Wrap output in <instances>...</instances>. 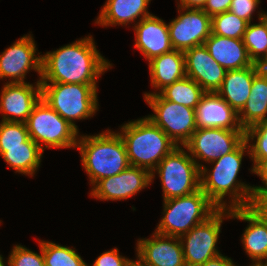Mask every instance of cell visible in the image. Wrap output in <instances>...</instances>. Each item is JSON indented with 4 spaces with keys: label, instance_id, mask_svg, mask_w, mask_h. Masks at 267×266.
<instances>
[{
    "label": "cell",
    "instance_id": "obj_37",
    "mask_svg": "<svg viewBox=\"0 0 267 266\" xmlns=\"http://www.w3.org/2000/svg\"><path fill=\"white\" fill-rule=\"evenodd\" d=\"M232 0H207L203 10L209 15L213 16L225 11H229Z\"/></svg>",
    "mask_w": 267,
    "mask_h": 266
},
{
    "label": "cell",
    "instance_id": "obj_5",
    "mask_svg": "<svg viewBox=\"0 0 267 266\" xmlns=\"http://www.w3.org/2000/svg\"><path fill=\"white\" fill-rule=\"evenodd\" d=\"M218 209L201 188L189 195L164 200V217L155 232L180 238Z\"/></svg>",
    "mask_w": 267,
    "mask_h": 266
},
{
    "label": "cell",
    "instance_id": "obj_3",
    "mask_svg": "<svg viewBox=\"0 0 267 266\" xmlns=\"http://www.w3.org/2000/svg\"><path fill=\"white\" fill-rule=\"evenodd\" d=\"M121 129L130 165L148 170L153 179L154 169L177 145L148 118L130 121Z\"/></svg>",
    "mask_w": 267,
    "mask_h": 266
},
{
    "label": "cell",
    "instance_id": "obj_34",
    "mask_svg": "<svg viewBox=\"0 0 267 266\" xmlns=\"http://www.w3.org/2000/svg\"><path fill=\"white\" fill-rule=\"evenodd\" d=\"M259 3L260 0H232L229 11L237 17L251 23L252 13Z\"/></svg>",
    "mask_w": 267,
    "mask_h": 266
},
{
    "label": "cell",
    "instance_id": "obj_15",
    "mask_svg": "<svg viewBox=\"0 0 267 266\" xmlns=\"http://www.w3.org/2000/svg\"><path fill=\"white\" fill-rule=\"evenodd\" d=\"M40 99V80L37 81L36 89L27 82L6 83L2 89L0 100V112L4 114L2 121L26 123L33 107Z\"/></svg>",
    "mask_w": 267,
    "mask_h": 266
},
{
    "label": "cell",
    "instance_id": "obj_41",
    "mask_svg": "<svg viewBox=\"0 0 267 266\" xmlns=\"http://www.w3.org/2000/svg\"><path fill=\"white\" fill-rule=\"evenodd\" d=\"M128 266H148L147 264H145L141 259H139L138 261H131L129 262Z\"/></svg>",
    "mask_w": 267,
    "mask_h": 266
},
{
    "label": "cell",
    "instance_id": "obj_11",
    "mask_svg": "<svg viewBox=\"0 0 267 266\" xmlns=\"http://www.w3.org/2000/svg\"><path fill=\"white\" fill-rule=\"evenodd\" d=\"M245 140V130L224 128L196 129L189 141L183 146L195 157L212 162L234 151Z\"/></svg>",
    "mask_w": 267,
    "mask_h": 266
},
{
    "label": "cell",
    "instance_id": "obj_21",
    "mask_svg": "<svg viewBox=\"0 0 267 266\" xmlns=\"http://www.w3.org/2000/svg\"><path fill=\"white\" fill-rule=\"evenodd\" d=\"M211 57L226 70L252 66L243 39L227 38L212 34L204 42Z\"/></svg>",
    "mask_w": 267,
    "mask_h": 266
},
{
    "label": "cell",
    "instance_id": "obj_45",
    "mask_svg": "<svg viewBox=\"0 0 267 266\" xmlns=\"http://www.w3.org/2000/svg\"><path fill=\"white\" fill-rule=\"evenodd\" d=\"M251 266H266V265L263 263V264H253Z\"/></svg>",
    "mask_w": 267,
    "mask_h": 266
},
{
    "label": "cell",
    "instance_id": "obj_2",
    "mask_svg": "<svg viewBox=\"0 0 267 266\" xmlns=\"http://www.w3.org/2000/svg\"><path fill=\"white\" fill-rule=\"evenodd\" d=\"M247 144L248 142L244 140L231 153L212 161L215 166L211 174H208L205 166L200 168V188L219 209H226L223 198L227 193H232L233 196L228 209L252 206L254 187L236 181L243 154L245 149L249 148Z\"/></svg>",
    "mask_w": 267,
    "mask_h": 266
},
{
    "label": "cell",
    "instance_id": "obj_17",
    "mask_svg": "<svg viewBox=\"0 0 267 266\" xmlns=\"http://www.w3.org/2000/svg\"><path fill=\"white\" fill-rule=\"evenodd\" d=\"M137 255L148 266H186L179 237L155 232L153 239L138 241Z\"/></svg>",
    "mask_w": 267,
    "mask_h": 266
},
{
    "label": "cell",
    "instance_id": "obj_27",
    "mask_svg": "<svg viewBox=\"0 0 267 266\" xmlns=\"http://www.w3.org/2000/svg\"><path fill=\"white\" fill-rule=\"evenodd\" d=\"M205 93L200 85L185 76L162 89L159 95L165 100L195 109Z\"/></svg>",
    "mask_w": 267,
    "mask_h": 266
},
{
    "label": "cell",
    "instance_id": "obj_26",
    "mask_svg": "<svg viewBox=\"0 0 267 266\" xmlns=\"http://www.w3.org/2000/svg\"><path fill=\"white\" fill-rule=\"evenodd\" d=\"M42 152L41 147L29 138L24 146L5 147L1 156L16 172L32 176L40 165Z\"/></svg>",
    "mask_w": 267,
    "mask_h": 266
},
{
    "label": "cell",
    "instance_id": "obj_24",
    "mask_svg": "<svg viewBox=\"0 0 267 266\" xmlns=\"http://www.w3.org/2000/svg\"><path fill=\"white\" fill-rule=\"evenodd\" d=\"M150 0H107L96 23L102 26L126 25L134 19L151 16L147 11Z\"/></svg>",
    "mask_w": 267,
    "mask_h": 266
},
{
    "label": "cell",
    "instance_id": "obj_1",
    "mask_svg": "<svg viewBox=\"0 0 267 266\" xmlns=\"http://www.w3.org/2000/svg\"><path fill=\"white\" fill-rule=\"evenodd\" d=\"M92 37L80 39L42 56L41 83L96 85L111 64L96 50Z\"/></svg>",
    "mask_w": 267,
    "mask_h": 266
},
{
    "label": "cell",
    "instance_id": "obj_4",
    "mask_svg": "<svg viewBox=\"0 0 267 266\" xmlns=\"http://www.w3.org/2000/svg\"><path fill=\"white\" fill-rule=\"evenodd\" d=\"M77 140L82 165L94 186L99 180L117 175L130 166L126 148L119 133L103 132Z\"/></svg>",
    "mask_w": 267,
    "mask_h": 266
},
{
    "label": "cell",
    "instance_id": "obj_42",
    "mask_svg": "<svg viewBox=\"0 0 267 266\" xmlns=\"http://www.w3.org/2000/svg\"><path fill=\"white\" fill-rule=\"evenodd\" d=\"M258 65L260 67H267V52H266V56L263 59H261V61L258 63Z\"/></svg>",
    "mask_w": 267,
    "mask_h": 266
},
{
    "label": "cell",
    "instance_id": "obj_9",
    "mask_svg": "<svg viewBox=\"0 0 267 266\" xmlns=\"http://www.w3.org/2000/svg\"><path fill=\"white\" fill-rule=\"evenodd\" d=\"M145 101L156 113L147 118L178 146H184L196 131L195 109L163 99L157 93H146Z\"/></svg>",
    "mask_w": 267,
    "mask_h": 266
},
{
    "label": "cell",
    "instance_id": "obj_12",
    "mask_svg": "<svg viewBox=\"0 0 267 266\" xmlns=\"http://www.w3.org/2000/svg\"><path fill=\"white\" fill-rule=\"evenodd\" d=\"M171 44L175 50L186 51L204 45L212 33L211 16L203 9H187L168 25Z\"/></svg>",
    "mask_w": 267,
    "mask_h": 266
},
{
    "label": "cell",
    "instance_id": "obj_22",
    "mask_svg": "<svg viewBox=\"0 0 267 266\" xmlns=\"http://www.w3.org/2000/svg\"><path fill=\"white\" fill-rule=\"evenodd\" d=\"M259 72L260 66L255 63L247 68L227 70L216 93L238 113L249 99L253 79Z\"/></svg>",
    "mask_w": 267,
    "mask_h": 266
},
{
    "label": "cell",
    "instance_id": "obj_23",
    "mask_svg": "<svg viewBox=\"0 0 267 266\" xmlns=\"http://www.w3.org/2000/svg\"><path fill=\"white\" fill-rule=\"evenodd\" d=\"M151 83L164 89L186 76L184 52L173 49L149 61Z\"/></svg>",
    "mask_w": 267,
    "mask_h": 266
},
{
    "label": "cell",
    "instance_id": "obj_19",
    "mask_svg": "<svg viewBox=\"0 0 267 266\" xmlns=\"http://www.w3.org/2000/svg\"><path fill=\"white\" fill-rule=\"evenodd\" d=\"M229 217L249 222L242 238L244 249L255 264H263V259L267 262V221L251 206L229 209Z\"/></svg>",
    "mask_w": 267,
    "mask_h": 266
},
{
    "label": "cell",
    "instance_id": "obj_25",
    "mask_svg": "<svg viewBox=\"0 0 267 266\" xmlns=\"http://www.w3.org/2000/svg\"><path fill=\"white\" fill-rule=\"evenodd\" d=\"M266 114L267 79L259 72L253 79L249 99L238 112L240 126L246 130L257 123L266 121Z\"/></svg>",
    "mask_w": 267,
    "mask_h": 266
},
{
    "label": "cell",
    "instance_id": "obj_36",
    "mask_svg": "<svg viewBox=\"0 0 267 266\" xmlns=\"http://www.w3.org/2000/svg\"><path fill=\"white\" fill-rule=\"evenodd\" d=\"M251 207L267 221V190H254Z\"/></svg>",
    "mask_w": 267,
    "mask_h": 266
},
{
    "label": "cell",
    "instance_id": "obj_16",
    "mask_svg": "<svg viewBox=\"0 0 267 266\" xmlns=\"http://www.w3.org/2000/svg\"><path fill=\"white\" fill-rule=\"evenodd\" d=\"M186 76L206 92H216L222 85L227 70L217 63L204 45L184 51Z\"/></svg>",
    "mask_w": 267,
    "mask_h": 266
},
{
    "label": "cell",
    "instance_id": "obj_40",
    "mask_svg": "<svg viewBox=\"0 0 267 266\" xmlns=\"http://www.w3.org/2000/svg\"><path fill=\"white\" fill-rule=\"evenodd\" d=\"M207 0H180V7L183 11L186 9H203Z\"/></svg>",
    "mask_w": 267,
    "mask_h": 266
},
{
    "label": "cell",
    "instance_id": "obj_35",
    "mask_svg": "<svg viewBox=\"0 0 267 266\" xmlns=\"http://www.w3.org/2000/svg\"><path fill=\"white\" fill-rule=\"evenodd\" d=\"M130 260L122 257L118 253V249L104 252L100 255L93 266H128Z\"/></svg>",
    "mask_w": 267,
    "mask_h": 266
},
{
    "label": "cell",
    "instance_id": "obj_30",
    "mask_svg": "<svg viewBox=\"0 0 267 266\" xmlns=\"http://www.w3.org/2000/svg\"><path fill=\"white\" fill-rule=\"evenodd\" d=\"M212 34L235 39H243L248 22L225 11L211 17Z\"/></svg>",
    "mask_w": 267,
    "mask_h": 266
},
{
    "label": "cell",
    "instance_id": "obj_44",
    "mask_svg": "<svg viewBox=\"0 0 267 266\" xmlns=\"http://www.w3.org/2000/svg\"><path fill=\"white\" fill-rule=\"evenodd\" d=\"M0 266H5L4 263H3V258H2L1 255H0Z\"/></svg>",
    "mask_w": 267,
    "mask_h": 266
},
{
    "label": "cell",
    "instance_id": "obj_31",
    "mask_svg": "<svg viewBox=\"0 0 267 266\" xmlns=\"http://www.w3.org/2000/svg\"><path fill=\"white\" fill-rule=\"evenodd\" d=\"M26 123L2 121L0 123V155L5 147L24 146L29 139Z\"/></svg>",
    "mask_w": 267,
    "mask_h": 266
},
{
    "label": "cell",
    "instance_id": "obj_6",
    "mask_svg": "<svg viewBox=\"0 0 267 266\" xmlns=\"http://www.w3.org/2000/svg\"><path fill=\"white\" fill-rule=\"evenodd\" d=\"M41 99L76 130L73 120L86 119L98 109L96 85L41 83Z\"/></svg>",
    "mask_w": 267,
    "mask_h": 266
},
{
    "label": "cell",
    "instance_id": "obj_33",
    "mask_svg": "<svg viewBox=\"0 0 267 266\" xmlns=\"http://www.w3.org/2000/svg\"><path fill=\"white\" fill-rule=\"evenodd\" d=\"M41 248L42 254H37L23 246L16 245L11 255L9 256L8 263L10 266H45L43 250Z\"/></svg>",
    "mask_w": 267,
    "mask_h": 266
},
{
    "label": "cell",
    "instance_id": "obj_13",
    "mask_svg": "<svg viewBox=\"0 0 267 266\" xmlns=\"http://www.w3.org/2000/svg\"><path fill=\"white\" fill-rule=\"evenodd\" d=\"M31 36H23L0 55V78H11L10 83H25L29 69L42 76V56H35L36 48Z\"/></svg>",
    "mask_w": 267,
    "mask_h": 266
},
{
    "label": "cell",
    "instance_id": "obj_43",
    "mask_svg": "<svg viewBox=\"0 0 267 266\" xmlns=\"http://www.w3.org/2000/svg\"><path fill=\"white\" fill-rule=\"evenodd\" d=\"M260 73L267 79V67H260Z\"/></svg>",
    "mask_w": 267,
    "mask_h": 266
},
{
    "label": "cell",
    "instance_id": "obj_8",
    "mask_svg": "<svg viewBox=\"0 0 267 266\" xmlns=\"http://www.w3.org/2000/svg\"><path fill=\"white\" fill-rule=\"evenodd\" d=\"M29 137L44 151L45 148L77 147L78 130L72 127L42 99L33 107L26 121Z\"/></svg>",
    "mask_w": 267,
    "mask_h": 266
},
{
    "label": "cell",
    "instance_id": "obj_28",
    "mask_svg": "<svg viewBox=\"0 0 267 266\" xmlns=\"http://www.w3.org/2000/svg\"><path fill=\"white\" fill-rule=\"evenodd\" d=\"M259 20V24L248 23L243 36L248 55L255 64H258L267 52V13L259 14Z\"/></svg>",
    "mask_w": 267,
    "mask_h": 266
},
{
    "label": "cell",
    "instance_id": "obj_38",
    "mask_svg": "<svg viewBox=\"0 0 267 266\" xmlns=\"http://www.w3.org/2000/svg\"><path fill=\"white\" fill-rule=\"evenodd\" d=\"M252 172L259 175L262 179V182L265 186H256L254 190H267V158L262 160Z\"/></svg>",
    "mask_w": 267,
    "mask_h": 266
},
{
    "label": "cell",
    "instance_id": "obj_18",
    "mask_svg": "<svg viewBox=\"0 0 267 266\" xmlns=\"http://www.w3.org/2000/svg\"><path fill=\"white\" fill-rule=\"evenodd\" d=\"M196 126L200 128H224L244 130L238 113L216 92H206L195 108Z\"/></svg>",
    "mask_w": 267,
    "mask_h": 266
},
{
    "label": "cell",
    "instance_id": "obj_29",
    "mask_svg": "<svg viewBox=\"0 0 267 266\" xmlns=\"http://www.w3.org/2000/svg\"><path fill=\"white\" fill-rule=\"evenodd\" d=\"M45 266H88L75 250L52 242L40 241Z\"/></svg>",
    "mask_w": 267,
    "mask_h": 266
},
{
    "label": "cell",
    "instance_id": "obj_20",
    "mask_svg": "<svg viewBox=\"0 0 267 266\" xmlns=\"http://www.w3.org/2000/svg\"><path fill=\"white\" fill-rule=\"evenodd\" d=\"M135 47L148 59L152 60L164 53L172 51L168 25L153 15L141 19L135 25Z\"/></svg>",
    "mask_w": 267,
    "mask_h": 266
},
{
    "label": "cell",
    "instance_id": "obj_7",
    "mask_svg": "<svg viewBox=\"0 0 267 266\" xmlns=\"http://www.w3.org/2000/svg\"><path fill=\"white\" fill-rule=\"evenodd\" d=\"M179 146L167 154L154 169L162 182L164 200L181 197L200 189V168Z\"/></svg>",
    "mask_w": 267,
    "mask_h": 266
},
{
    "label": "cell",
    "instance_id": "obj_14",
    "mask_svg": "<svg viewBox=\"0 0 267 266\" xmlns=\"http://www.w3.org/2000/svg\"><path fill=\"white\" fill-rule=\"evenodd\" d=\"M151 181L148 170L130 165L117 175L99 180L91 195L100 200H123L147 187Z\"/></svg>",
    "mask_w": 267,
    "mask_h": 266
},
{
    "label": "cell",
    "instance_id": "obj_10",
    "mask_svg": "<svg viewBox=\"0 0 267 266\" xmlns=\"http://www.w3.org/2000/svg\"><path fill=\"white\" fill-rule=\"evenodd\" d=\"M227 209L228 207L218 209L207 220L180 237L186 266H200L207 260L220 255L219 251L216 250V244L221 230L222 218L224 219ZM183 241H186V244Z\"/></svg>",
    "mask_w": 267,
    "mask_h": 266
},
{
    "label": "cell",
    "instance_id": "obj_39",
    "mask_svg": "<svg viewBox=\"0 0 267 266\" xmlns=\"http://www.w3.org/2000/svg\"><path fill=\"white\" fill-rule=\"evenodd\" d=\"M200 266H236L233 264L230 258L222 256V254L207 260L203 265Z\"/></svg>",
    "mask_w": 267,
    "mask_h": 266
},
{
    "label": "cell",
    "instance_id": "obj_32",
    "mask_svg": "<svg viewBox=\"0 0 267 266\" xmlns=\"http://www.w3.org/2000/svg\"><path fill=\"white\" fill-rule=\"evenodd\" d=\"M256 137V143L249 145L248 153L254 161L253 169L264 159L267 158V120L257 123L245 130V140H254Z\"/></svg>",
    "mask_w": 267,
    "mask_h": 266
}]
</instances>
